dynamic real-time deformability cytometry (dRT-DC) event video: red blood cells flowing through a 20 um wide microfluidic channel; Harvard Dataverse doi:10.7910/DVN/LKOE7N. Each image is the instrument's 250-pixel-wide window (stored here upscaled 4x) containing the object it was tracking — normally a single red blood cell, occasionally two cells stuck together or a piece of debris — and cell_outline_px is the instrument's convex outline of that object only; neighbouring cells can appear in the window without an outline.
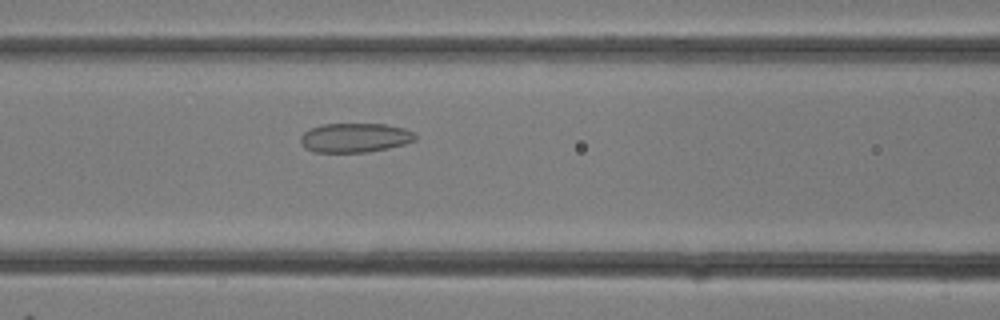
{"species": "common noctule bat (a hibernating species)", "species_latin": "Nyctalus noctula", "temperature_condition": "room temperature", "stored_images_in_passage": 22, "camera_frame_rate_fps": 3000, "um_per_image_px": 0.085, "animal": {"sex": "female"}, "frame": {"image": 1, "passage_image": 14, "time_ms": 4.333, "image_size_px": [1000, 320], "cell_outline_px": [[416, 140], [404, 144], [368, 152], [316, 152], [300, 144], [300, 136], [308, 128], [320, 124], [384, 124], [404, 128], [412, 132], [416, 136]], "centroid_in_image_um": [30.13, 11.69], "position_along_channel_um": 136.5, "area_um2": 19.54}}
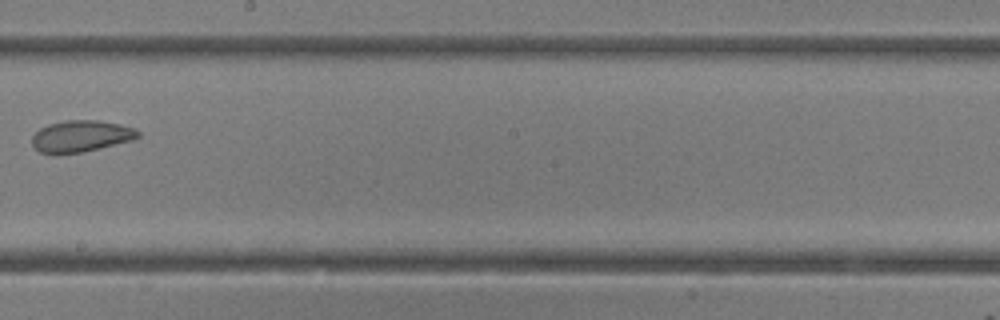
{"frame": {"image": 2, "passage_image": 19, "time_ms": 6.0, "image_size_px": [1000, 320], "cell_outline_px": [[140, 136], [132, 140], [84, 152], [56, 156], [40, 152], [32, 144], [32, 136], [40, 128], [48, 124], [64, 120], [100, 120], [120, 124], [132, 128], [140, 132]], "centroid_in_image_um": [6.84, 11.59], "position_along_channel_um": 241.4, "area_um2": 19.83}}
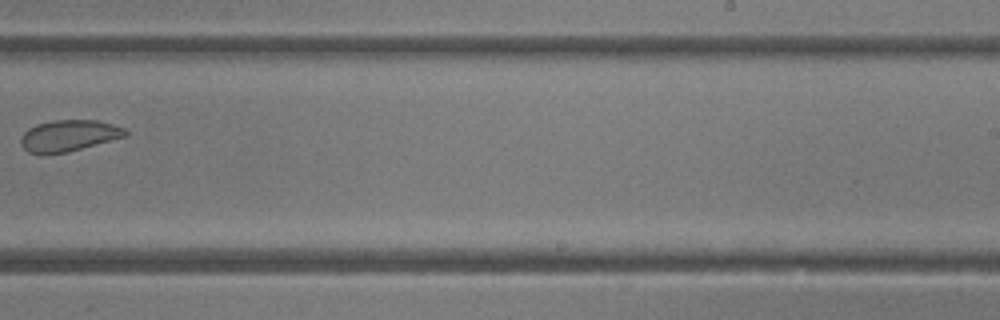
{"frame": {"image": 3, "passage_image": 21, "time_ms": 6.667, "image_size_px": [1000, 320], "cell_outline_px": [[128, 136], [68, 152], [44, 156], [40, 156], [28, 152], [20, 144], [20, 140], [24, 132], [28, 128], [36, 124], [52, 120], [96, 120], [112, 124], [124, 128], [128, 132]], "centroid_in_image_um": [5.81, 11.56], "position_along_channel_um": 283.2, "area_um2": 19.54}}